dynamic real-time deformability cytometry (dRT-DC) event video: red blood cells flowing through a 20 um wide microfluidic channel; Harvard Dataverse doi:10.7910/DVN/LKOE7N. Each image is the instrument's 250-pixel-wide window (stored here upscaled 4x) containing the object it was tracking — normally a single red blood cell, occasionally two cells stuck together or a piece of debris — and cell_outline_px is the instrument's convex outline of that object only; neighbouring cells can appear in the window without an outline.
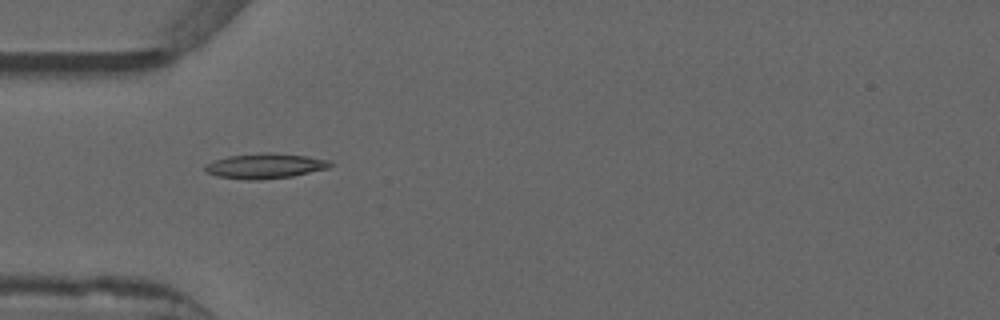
{"species": "common noctule bat (a hibernating species)", "species_latin": "Nyctalus noctula", "temperature_condition": "warm", "stored_images_in_passage": 15, "camera_frame_rate_fps": 3000, "um_per_image_px": 0.085, "animal": {"sex": "male", "forearm_length_mm": 52.5}, "frame": {"image": 1, "passage_image": 1, "time_ms": 0.0, "image_size_px": [1000, 320], "cell_outline_px": [[332, 164], [328, 168], [292, 176], [260, 180], [248, 180], [216, 176], [208, 172], [204, 168], [208, 164], [216, 160], [228, 156], [264, 152], [272, 152], [308, 156], [328, 160]], "centroid_in_image_um": [22.55, 14.1], "position_along_channel_um": 62.4, "area_um2": 18.15}}
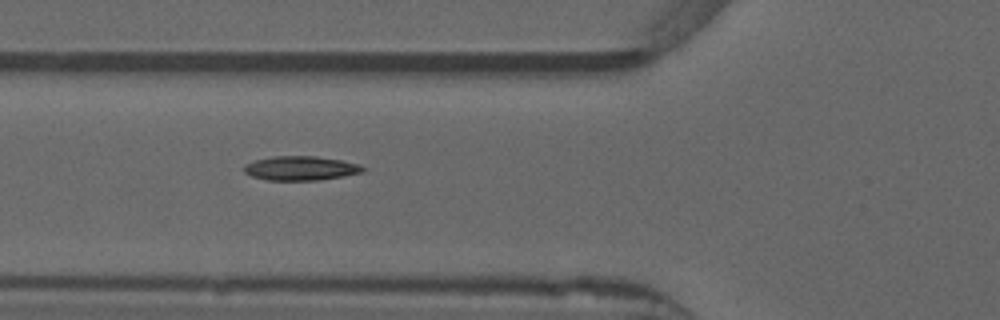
{"frame": {"image": 2, "passage_image": 4, "time_ms": 1.0, "image_size_px": [1000, 320], "cell_outline_px": [[368, 168], [364, 172], [344, 176], [316, 180], [268, 180], [252, 176], [244, 172], [244, 164], [256, 160], [272, 156], [316, 156], [340, 160], [360, 164]], "centroid_in_image_um": [25.6, 14.29], "position_along_channel_um": 100.2, "area_um2": 16.82}}